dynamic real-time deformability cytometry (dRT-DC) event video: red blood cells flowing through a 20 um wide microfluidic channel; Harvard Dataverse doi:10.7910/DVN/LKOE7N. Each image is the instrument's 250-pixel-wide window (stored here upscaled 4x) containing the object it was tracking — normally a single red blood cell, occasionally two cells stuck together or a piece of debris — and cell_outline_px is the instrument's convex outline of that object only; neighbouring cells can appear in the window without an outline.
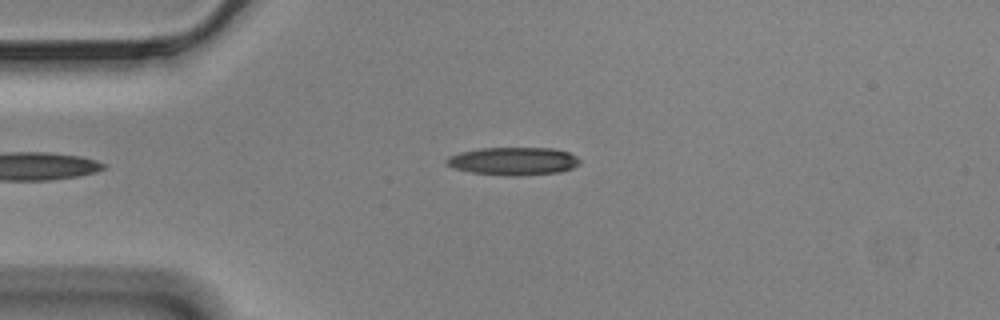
{"species": "Egyptian fruit bat (a non-hibernating species)", "species_latin": "Rousettus aegyptiacus", "temperature_condition": "cold", "stored_images_in_passage": 40, "camera_frame_rate_fps": 3000, "um_per_image_px": 0.085, "animal": {"sex": "male"}, "frame": {"image": 1, "passage_image": 1, "time_ms": 0.0, "image_size_px": [1000, 320], "cell_outline_px": [[580, 164], [572, 168], [560, 172], [520, 176], [504, 176], [472, 172], [456, 168], [444, 164], [444, 160], [448, 156], [460, 152], [480, 148], [552, 148], [568, 152], [576, 156], [580, 160]], "centroid_in_image_um": [43.62, 13.7], "position_along_channel_um": 41.4, "area_um2": 21.85}}
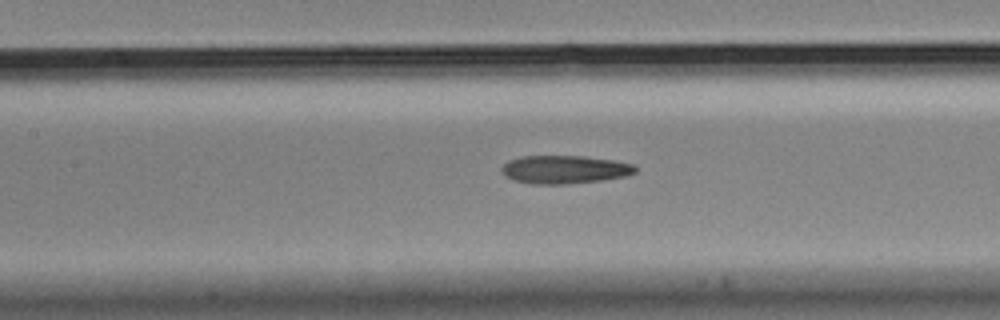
{"frame": {"image": 2, "passage_image": 13, "time_ms": 4.0, "image_size_px": [1000, 320], "cell_outline_px": [[636, 172], [628, 176], [604, 180], [564, 184], [532, 184], [512, 180], [504, 176], [500, 168], [508, 160], [520, 156], [584, 156], [612, 160], [632, 164], [636, 168]], "centroid_in_image_um": [47.95, 14.41], "position_along_channel_um": 159.4, "area_um2": 22.14}}
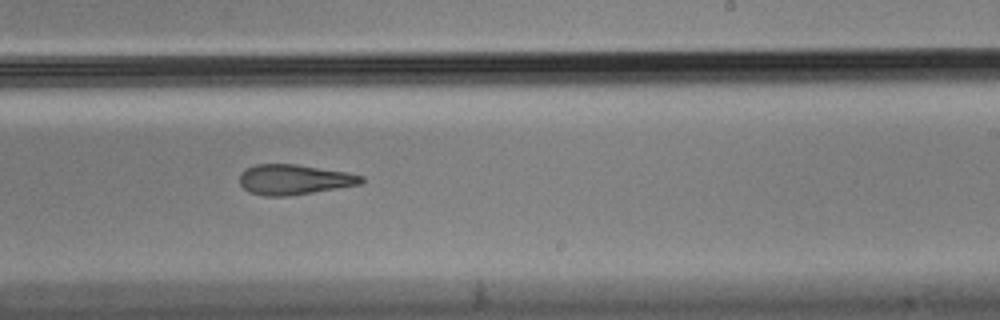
{"frame": {"image": 3, "passage_image": 22, "time_ms": 7.0, "image_size_px": [1000, 320], "cell_outline_px": [[364, 180], [360, 184], [288, 196], [264, 196], [248, 192], [240, 184], [240, 172], [244, 168], [256, 164], [296, 164], [348, 172], [364, 176]], "centroid_in_image_um": [24.96, 15.25], "position_along_channel_um": 264.0, "area_um2": 21.44}, "authors_computed_cell_mechanics": {"area_um2": 22.4553, "velocity_mm_per_s": 3.4912, "shape_relaxation_time_tau1_ms": null, "shape_relaxation_time_tau2_ms": 5.8748, "deformation_change_tau1": null, "deformation_change_tau2": 0.1868}}